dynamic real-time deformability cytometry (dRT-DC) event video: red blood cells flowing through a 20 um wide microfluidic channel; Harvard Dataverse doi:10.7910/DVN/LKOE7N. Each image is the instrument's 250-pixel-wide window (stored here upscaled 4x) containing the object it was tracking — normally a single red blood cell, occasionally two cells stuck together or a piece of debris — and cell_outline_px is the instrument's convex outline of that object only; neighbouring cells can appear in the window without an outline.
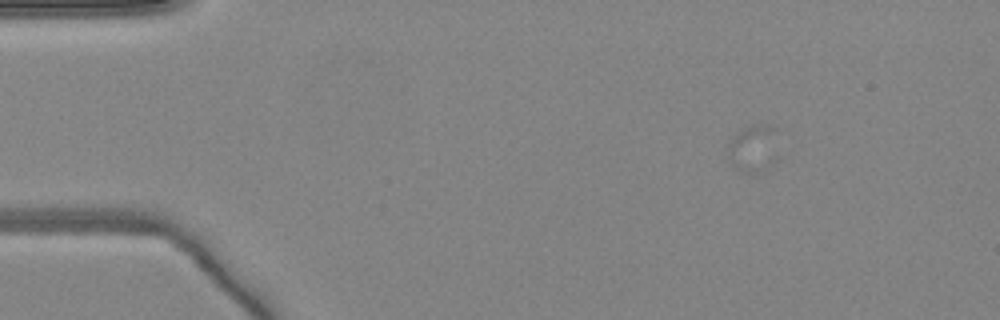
{"species": "common noctule bat (a hibernating species)", "species_latin": "Nyctalus noctula", "temperature_condition": "warm", "stored_images_in_passage": 1, "camera_frame_rate_fps": 3000, "um_per_image_px": 0.085, "animal": {"sex": "female", "body_mass_g": 24.6, "forearm_length_mm": 56.2}, "frame": {"image": 1, "passage_image": 1, "time_ms": 0.0, "image_size_px": [1000, 320], "cell_outline_px": [[780, 160], [768, 168], [756, 172], [744, 172], [736, 168], [732, 164], [728, 156], [728, 144], [732, 136], [736, 132], [744, 128], [756, 124], [764, 124], [776, 128]], "centroid_in_image_um": [64.11, 12.61], "position_along_channel_um": 20.9, "area_um2": 14.51}}